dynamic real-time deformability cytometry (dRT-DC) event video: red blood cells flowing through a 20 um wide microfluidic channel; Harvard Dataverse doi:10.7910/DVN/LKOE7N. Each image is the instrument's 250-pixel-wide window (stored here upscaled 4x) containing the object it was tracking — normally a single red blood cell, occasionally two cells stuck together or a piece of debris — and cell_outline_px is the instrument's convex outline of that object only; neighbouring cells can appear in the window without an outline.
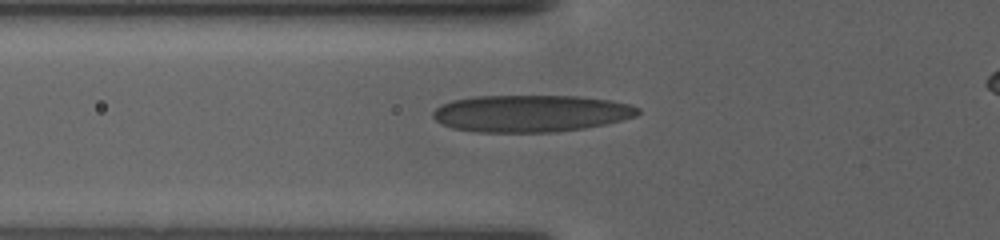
{"species": "human", "species_latin": "Homo sapiens", "temperature_condition": "warm", "stored_images_in_passage": 70, "camera_frame_rate_fps": 3000, "um_per_image_px": 0.085, "donor": {"sex": "female"}, "frame": {"image": 1, "passage_image": 2, "time_ms": 0.333, "image_size_px": [1000, 240], "cell_outline_px": [[640, 112], [636, 116], [604, 124], [584, 128], [552, 132], [476, 132], [452, 128], [440, 124], [432, 116], [432, 112], [440, 104], [452, 100], [472, 96], [580, 96], [608, 100], [628, 104], [640, 108]], "centroid_in_image_um": [45.06, 9.64], "position_along_channel_um": 80.7, "area_um2": 44.27}}
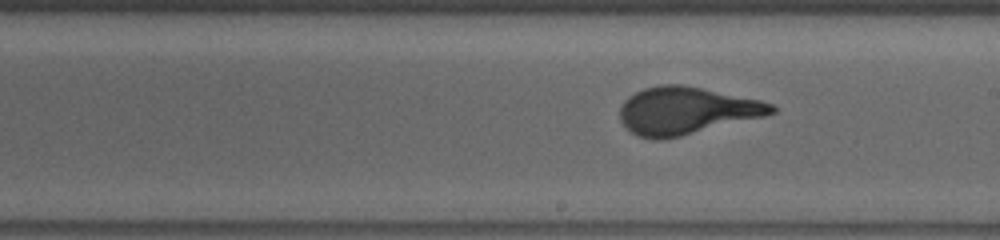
{"frame": {"image": 2, "passage_image": 28, "time_ms": 9.0, "image_size_px": [1000, 240], "cell_outline_px": [[776, 112], [764, 116], [680, 136], [660, 140], [656, 140], [636, 136], [620, 120], [620, 108], [624, 100], [628, 96], [644, 88], [660, 84], [680, 84], [760, 100], [772, 104], [776, 108]], "centroid_in_image_um": [58.3, 9.41], "position_along_channel_um": 230.7, "area_um2": 41.44}}
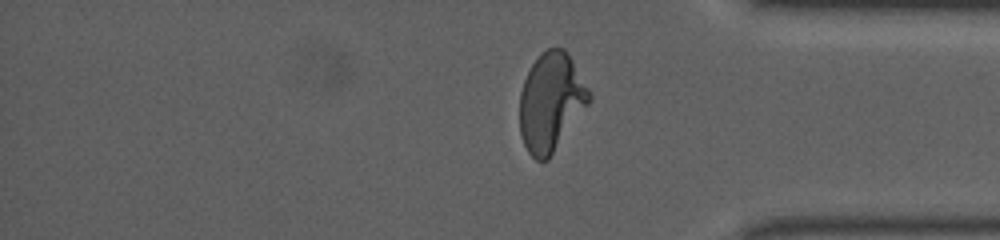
{"frame": {"image": 3, "passage_image": 57, "time_ms": 18.667, "image_size_px": [1000, 240], "cell_outline_px": [[592, 100], [548, 160], [536, 160], [528, 152], [524, 144], [520, 132], [520, 92], [524, 80], [532, 64], [540, 52], [548, 48], [564, 48], [568, 52], [588, 88], [592, 96]], "centroid_in_image_um": [46.84, 8.66], "position_along_channel_um": 388.4, "area_um2": 39.82}}